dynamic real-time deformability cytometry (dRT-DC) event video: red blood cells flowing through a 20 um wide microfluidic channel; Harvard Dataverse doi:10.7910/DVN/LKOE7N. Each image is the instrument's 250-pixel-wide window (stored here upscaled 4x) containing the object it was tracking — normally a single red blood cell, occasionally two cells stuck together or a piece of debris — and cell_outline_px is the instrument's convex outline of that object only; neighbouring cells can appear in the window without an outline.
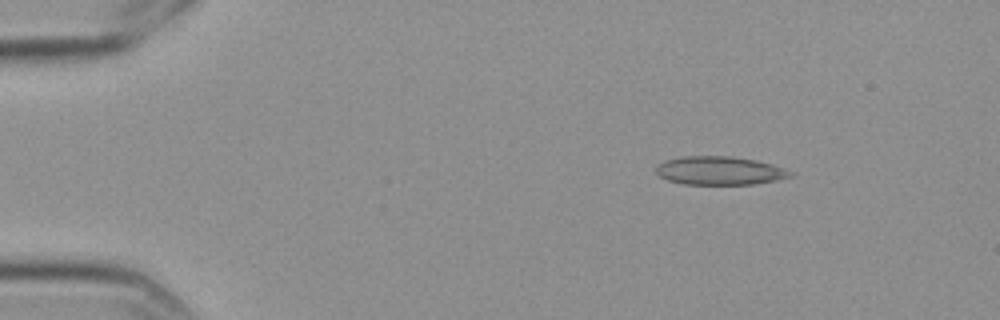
{"species": "Egyptian fruit bat (a non-hibernating species)", "species_latin": "Rousettus aegyptiacus", "temperature_condition": "cold", "stored_images_in_passage": 7, "camera_frame_rate_fps": 3000, "um_per_image_px": 0.085, "frame": {"image": 1, "passage_image": 1, "time_ms": 0.0, "image_size_px": [1000, 320], "cell_outline_px": [[796, 172], [792, 176], [776, 180], [752, 184], [684, 184], [668, 180], [660, 176], [656, 172], [656, 164], [664, 160], [684, 156], [732, 156], [756, 160], [772, 164]], "centroid_in_image_um": [61.18, 14.49], "position_along_channel_um": 23.8, "area_um2": 22.37}}
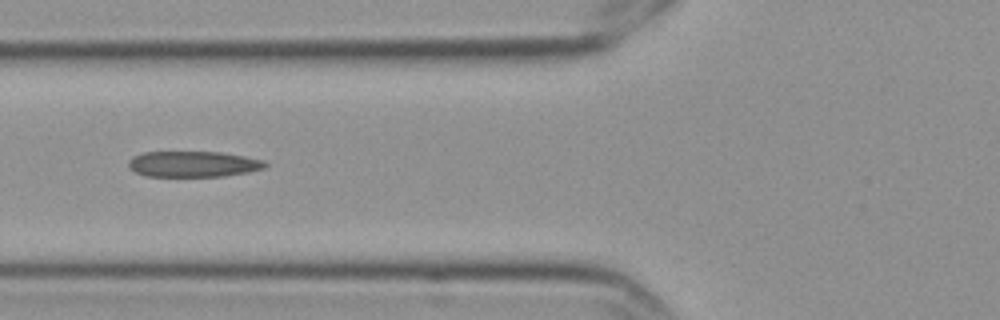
{"frame": {"image": 2, "passage_image": 5, "time_ms": 1.333, "image_size_px": [1000, 320], "cell_outline_px": [[268, 164], [264, 168], [248, 172], [224, 176], [144, 176], [128, 168], [128, 160], [132, 156], [144, 152], [220, 152], [244, 156], [264, 160]], "centroid_in_image_um": [16.4, 13.94], "position_along_channel_um": 109.4, "area_um2": 20.63}}
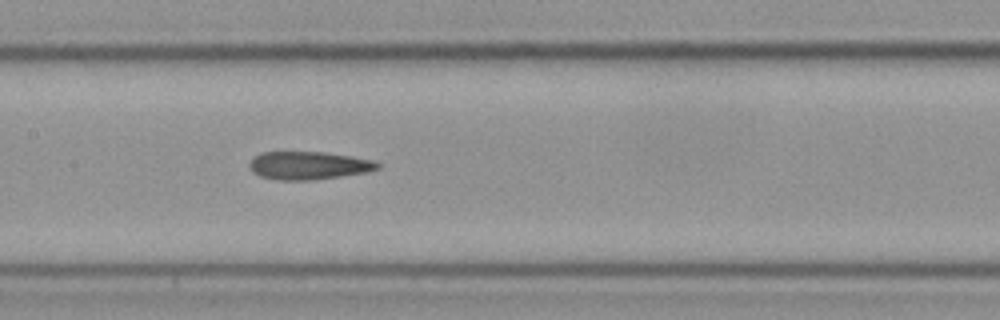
{"frame": {"image": 3, "passage_image": 7, "time_ms": 2.0, "image_size_px": [1000, 320], "cell_outline_px": [[380, 168], [368, 172], [312, 180], [276, 180], [260, 176], [252, 172], [248, 164], [260, 152], [324, 152], [372, 160], [380, 164]], "centroid_in_image_um": [26.21, 14.07], "position_along_channel_um": 181.2, "area_um2": 20.81}}